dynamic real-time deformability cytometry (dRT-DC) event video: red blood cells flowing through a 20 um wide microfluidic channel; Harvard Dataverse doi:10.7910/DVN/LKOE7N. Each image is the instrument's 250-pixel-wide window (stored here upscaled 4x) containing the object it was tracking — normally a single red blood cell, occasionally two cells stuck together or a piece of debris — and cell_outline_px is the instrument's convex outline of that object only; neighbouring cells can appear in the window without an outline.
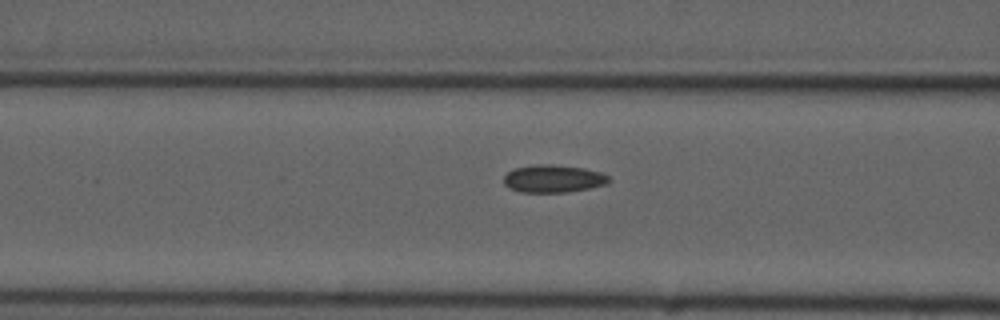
{"species": "common noctule bat (a hibernating species)", "species_latin": "Nyctalus noctula", "temperature_condition": "cold", "stored_images_in_passage": 7, "camera_frame_rate_fps": 3000, "um_per_image_px": 0.085, "animal": {"sex": "male", "forearm_length_mm": 52.5}, "frame": {"image": 1, "passage_image": 6, "time_ms": 6.667, "image_size_px": [1000, 320], "cell_outline_px": [[612, 180], [608, 184], [568, 192], [520, 192], [508, 188], [504, 184], [504, 176], [512, 168], [536, 164], [548, 164], [584, 168], [600, 172], [608, 176]], "centroid_in_image_um": [47.02, 15.19], "position_along_channel_um": 119.6, "area_um2": 17.05}}
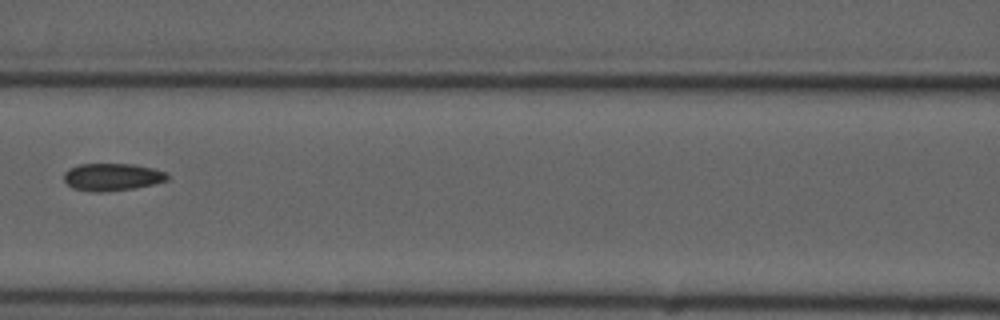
{"frame": {"image": 2, "passage_image": 7, "time_ms": 7.667, "image_size_px": [1000, 320], "cell_outline_px": [[168, 180], [152, 184], [132, 188], [104, 192], [92, 192], [72, 188], [64, 180], [64, 172], [68, 168], [80, 164], [136, 164], [168, 172]], "centroid_in_image_um": [9.52, 15.04], "position_along_channel_um": 157.1, "area_um2": 16.59}}